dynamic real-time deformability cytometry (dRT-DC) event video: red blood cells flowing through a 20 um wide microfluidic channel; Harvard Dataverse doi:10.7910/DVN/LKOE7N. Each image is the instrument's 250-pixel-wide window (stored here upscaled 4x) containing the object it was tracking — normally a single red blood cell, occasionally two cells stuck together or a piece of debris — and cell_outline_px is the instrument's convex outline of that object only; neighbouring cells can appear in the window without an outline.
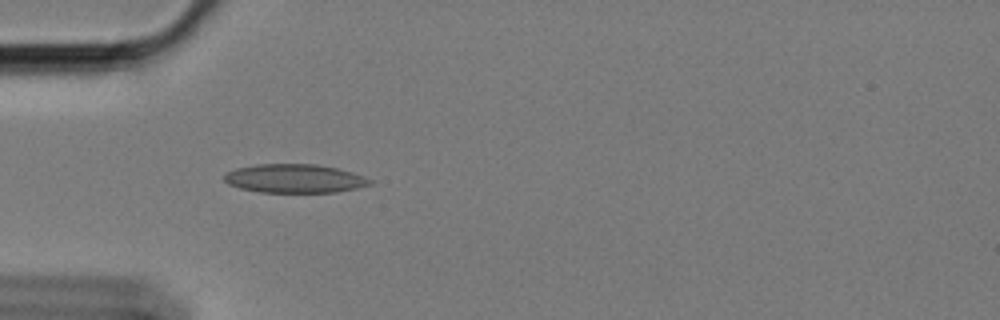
{"species": "Egyptian fruit bat (a non-hibernating species)", "species_latin": "Rousettus aegyptiacus", "temperature_condition": "cold", "stored_images_in_passage": 57, "camera_frame_rate_fps": 3000, "um_per_image_px": 0.085, "animal": {"sex": "female"}, "frame": {"image": 1, "passage_image": 16, "time_ms": 5.0, "image_size_px": [1000, 320], "cell_outline_px": [[372, 184], [356, 188], [336, 192], [260, 192], [240, 188], [228, 184], [224, 180], [224, 176], [228, 172], [236, 168], [256, 164], [316, 164], [336, 168], [364, 176], [372, 180]], "centroid_in_image_um": [25.03, 15.17], "position_along_channel_um": 60.0, "area_um2": 24.22}}
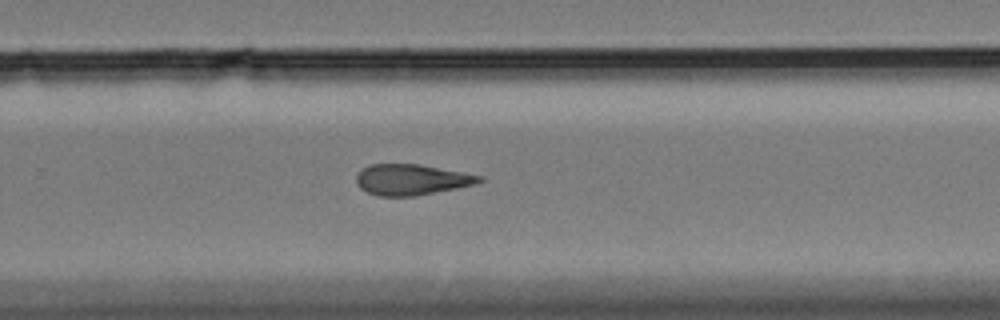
{"frame": {"image": 2, "passage_image": 37, "time_ms": 12.0, "image_size_px": [1000, 320], "cell_outline_px": [[484, 180], [476, 184], [456, 188], [412, 196], [376, 196], [360, 188], [356, 184], [356, 176], [364, 168], [372, 164], [416, 164], [464, 172], [480, 176]], "centroid_in_image_um": [34.96, 15.27], "position_along_channel_um": 294.8, "area_um2": 21.79}}
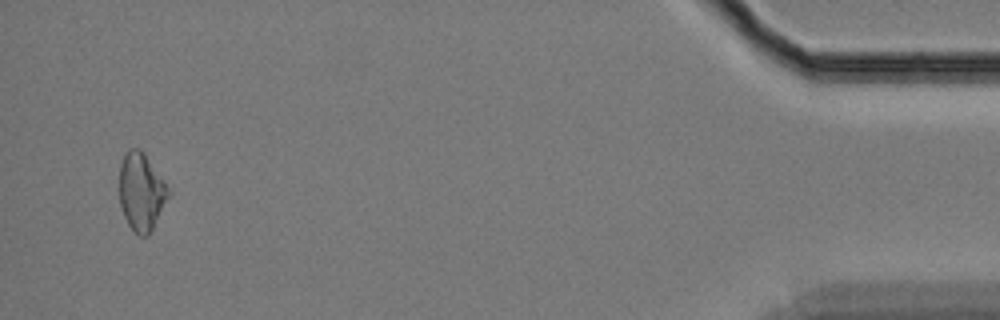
{"frame": {"image": 3, "passage_image": 55, "time_ms": 18.0, "image_size_px": [1000, 320], "cell_outline_px": [[172, 192], [148, 236], [140, 236], [128, 224], [124, 216], [120, 204], [120, 164], [124, 156], [132, 148], [140, 148], [144, 152], [164, 180]], "centroid_in_image_um": [12.04, 16.3], "position_along_channel_um": 423.2, "area_um2": 22.08}, "authors_computed_cell_mechanics": {"area_um2": 22.4264, "velocity_mm_per_s": 3.397, "shape_relaxation_time_tau1_ms": null, "shape_relaxation_time_tau2_ms": 7.3944, "deformation_change_tau1": null, "deformation_change_tau2": 0.1521}}